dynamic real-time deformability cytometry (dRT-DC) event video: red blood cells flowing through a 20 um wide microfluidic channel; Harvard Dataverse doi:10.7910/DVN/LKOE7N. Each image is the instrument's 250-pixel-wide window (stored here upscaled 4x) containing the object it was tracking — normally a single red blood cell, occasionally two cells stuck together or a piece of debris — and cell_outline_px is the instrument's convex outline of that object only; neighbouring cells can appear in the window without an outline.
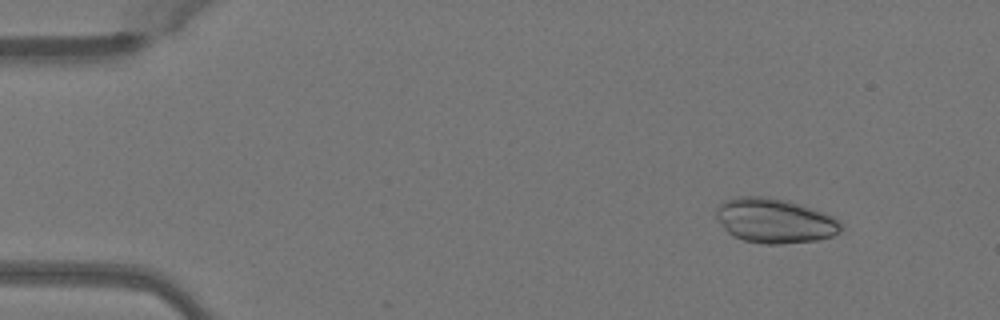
{"species": "Egyptian fruit bat (a non-hibernating species)", "species_latin": "Rousettus aegyptiacus", "temperature_condition": "warm", "stored_images_in_passage": 26, "camera_frame_rate_fps": 3000, "um_per_image_px": 0.085, "animal": {"sex": "female"}, "frame": {"image": 1, "passage_image": 6, "time_ms": 1.667, "image_size_px": [1000, 320], "cell_outline_px": [[844, 228], [840, 232], [832, 236], [816, 240], [780, 244], [764, 244], [744, 240], [728, 232], [724, 228], [716, 216], [716, 208], [724, 200], [736, 196], [768, 196], [788, 200], [804, 204], [824, 212], [840, 220]], "centroid_in_image_um": [65.89, 18.73], "position_along_channel_um": 19.1, "area_um2": 32.83}}
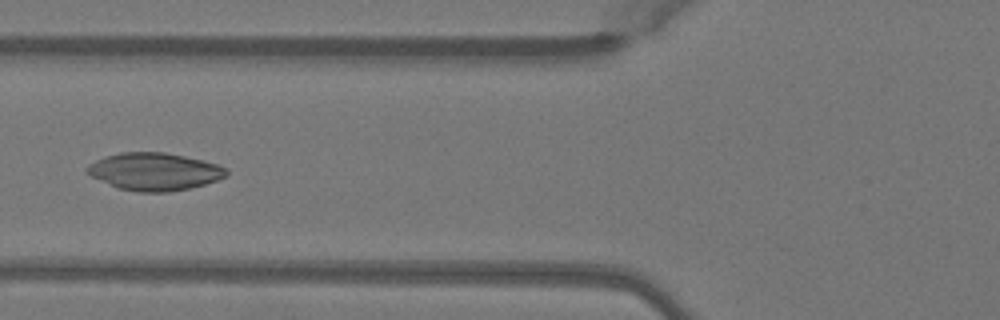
{"frame": {"image": 2, "passage_image": 20, "time_ms": 6.333, "image_size_px": [1000, 320], "cell_outline_px": [[228, 172], [224, 176], [216, 180], [204, 184], [188, 188], [168, 192], [136, 192], [116, 188], [84, 172], [84, 168], [88, 164], [104, 156], [120, 152], [164, 152], [184, 156], [216, 164], [228, 168]], "centroid_in_image_um": [13.06, 14.58], "position_along_channel_um": 112.7, "area_um2": 30.46}}
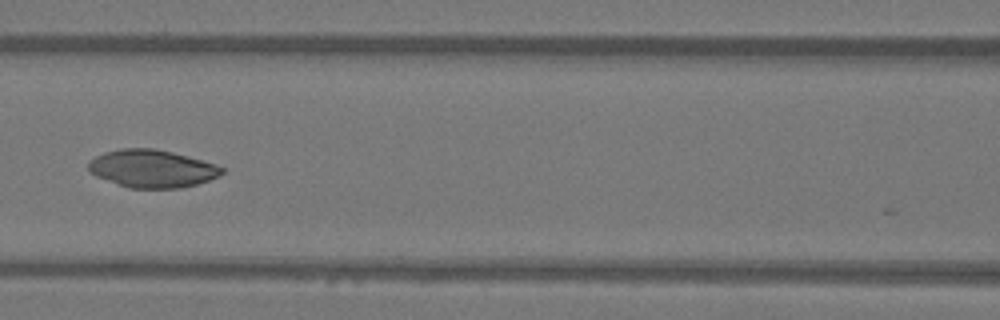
{"frame": {"image": 3, "passage_image": 23, "time_ms": 7.333, "image_size_px": [1000, 320], "cell_outline_px": [[224, 172], [220, 176], [196, 184], [180, 188], [128, 188], [96, 176], [88, 172], [88, 164], [96, 156], [104, 152], [120, 148], [152, 148], [172, 152], [216, 164], [224, 168]], "centroid_in_image_um": [12.92, 14.33], "position_along_channel_um": 153.7, "area_um2": 29.3}}